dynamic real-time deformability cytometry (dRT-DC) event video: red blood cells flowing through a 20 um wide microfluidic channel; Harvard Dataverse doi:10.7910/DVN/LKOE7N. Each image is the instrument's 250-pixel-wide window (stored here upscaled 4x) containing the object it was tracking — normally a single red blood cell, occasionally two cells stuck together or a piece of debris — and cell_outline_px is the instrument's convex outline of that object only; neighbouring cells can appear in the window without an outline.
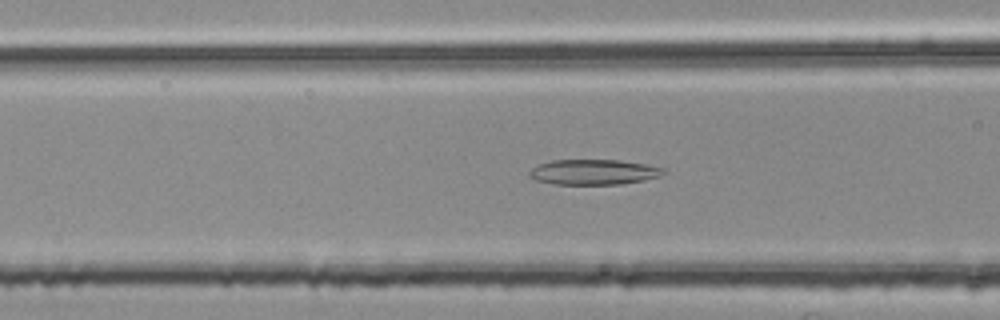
{"species": "common noctule bat (a hibernating species)", "species_latin": "Nyctalus noctula", "temperature_condition": "room temperature", "stored_images_in_passage": 48, "camera_frame_rate_fps": 3000, "um_per_image_px": 0.085, "animal": {"sex": "female", "body_mass_g": 25.1}, "frame": {"image": 1, "passage_image": 20, "time_ms": 6.333, "image_size_px": [1000, 320], "cell_outline_px": [[664, 172], [660, 176], [644, 180], [620, 184], [552, 184], [536, 180], [528, 176], [528, 172], [532, 168], [540, 164], [552, 160], [620, 160], [648, 164], [664, 168]], "centroid_in_image_um": [50.45, 14.62], "position_along_channel_um": 116.1, "area_um2": 19.77}}
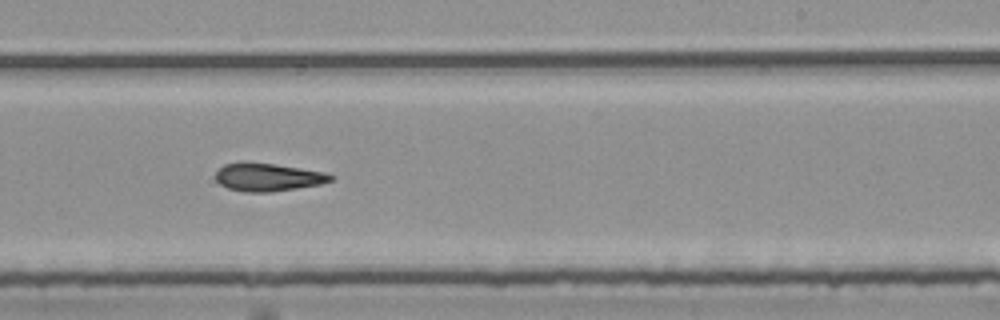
{"frame": {"image": 2, "passage_image": 32, "time_ms": 10.333, "image_size_px": [1000, 320], "cell_outline_px": [[332, 180], [320, 184], [296, 188], [268, 192], [244, 192], [228, 188], [220, 184], [216, 180], [216, 172], [224, 164], [244, 160], [276, 164], [324, 172], [332, 176]], "centroid_in_image_um": [22.71, 15.03], "position_along_channel_um": 266.3, "area_um2": 18.84}}
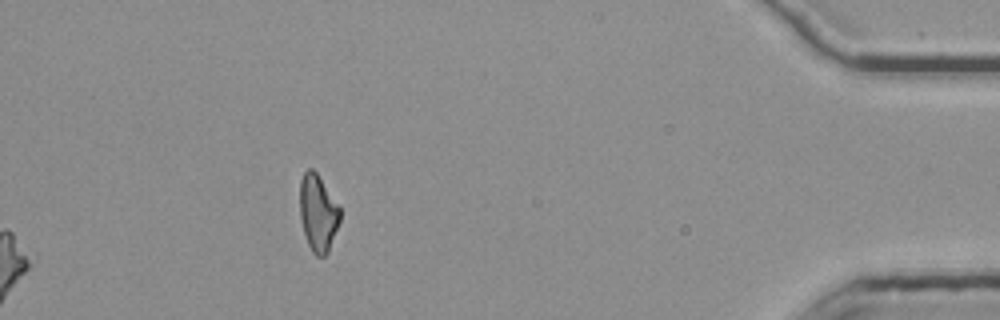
{"frame": {"image": 3, "passage_image": 48, "time_ms": 15.667, "image_size_px": [1000, 320], "cell_outline_px": [[340, 220], [328, 252], [324, 256], [316, 256], [312, 252], [308, 244], [304, 232], [300, 216], [300, 180], [304, 172], [308, 168], [312, 168], [316, 172], [340, 208]], "centroid_in_image_um": [27.02, 18.1], "position_along_channel_um": 408.2, "area_um2": 17.74}, "authors_computed_cell_mechanics": {"area_um2": 19.4497, "velocity_mm_per_s": 3.7538, "shape_relaxation_time_tau1_ms": null, "shape_relaxation_time_tau2_ms": 5.9357, "deformation_change_tau1": null, "deformation_change_tau2": 0.1679}}